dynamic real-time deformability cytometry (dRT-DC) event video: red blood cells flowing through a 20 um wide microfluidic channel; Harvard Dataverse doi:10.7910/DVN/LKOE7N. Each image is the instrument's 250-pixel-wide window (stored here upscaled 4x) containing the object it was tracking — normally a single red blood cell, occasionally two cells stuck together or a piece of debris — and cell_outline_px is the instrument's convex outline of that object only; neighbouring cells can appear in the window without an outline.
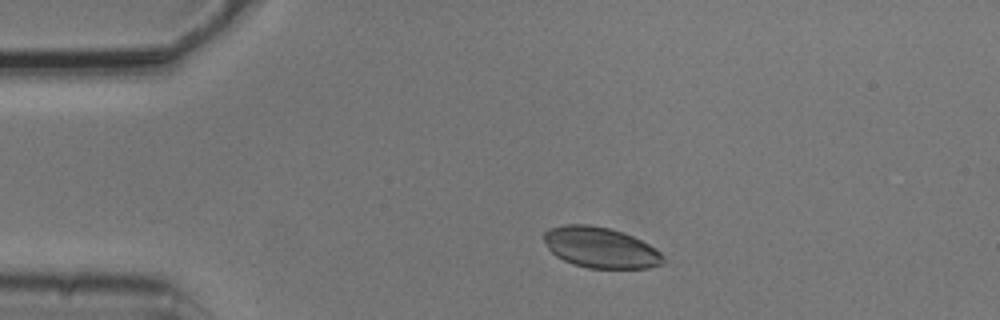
{"species": "common noctule bat (a hibernating species)", "species_latin": "Nyctalus noctula", "temperature_condition": "cold", "stored_images_in_passage": 3, "camera_frame_rate_fps": 3000, "um_per_image_px": 0.085, "animal": {"sex": "male", "body_mass_g": 20.5, "forearm_length_mm": 52.5}, "frame": {"image": 1, "passage_image": 2, "time_ms": 0.333, "image_size_px": [1000, 320], "cell_outline_px": [[664, 264], [648, 268], [588, 268], [572, 264], [556, 256], [548, 248], [544, 240], [544, 232], [548, 228], [564, 224], [592, 224], [608, 228], [632, 236], [656, 248], [664, 256]], "centroid_in_image_um": [51.03, 21.04], "position_along_channel_um": 34.0, "area_um2": 28.38}}